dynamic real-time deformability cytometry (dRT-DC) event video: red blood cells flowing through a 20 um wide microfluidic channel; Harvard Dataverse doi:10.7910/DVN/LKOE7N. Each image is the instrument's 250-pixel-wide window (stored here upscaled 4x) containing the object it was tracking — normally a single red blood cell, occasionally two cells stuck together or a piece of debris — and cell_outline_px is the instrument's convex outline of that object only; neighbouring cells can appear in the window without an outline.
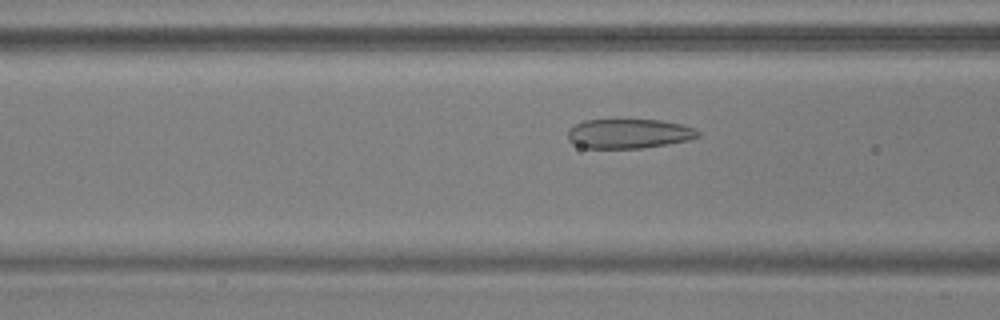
{"species": "common noctule bat (a hibernating species)", "species_latin": "Nyctalus noctula", "temperature_condition": "warm", "stored_images_in_passage": 50, "camera_frame_rate_fps": 3000, "um_per_image_px": 0.085, "animal": {"sex": "male", "body_mass_g": 17.9, "forearm_length_mm": 54.2}, "frame": {"image": 1, "passage_image": 17, "time_ms": 5.333, "image_size_px": [1000, 320], "cell_outline_px": [[700, 136], [688, 140], [668, 144], [644, 148], [584, 148], [572, 144], [568, 140], [568, 128], [584, 120], [660, 120], [680, 124], [696, 128], [700, 132]], "centroid_in_image_um": [53.44, 11.37], "position_along_channel_um": 113.2, "area_um2": 22.54}}
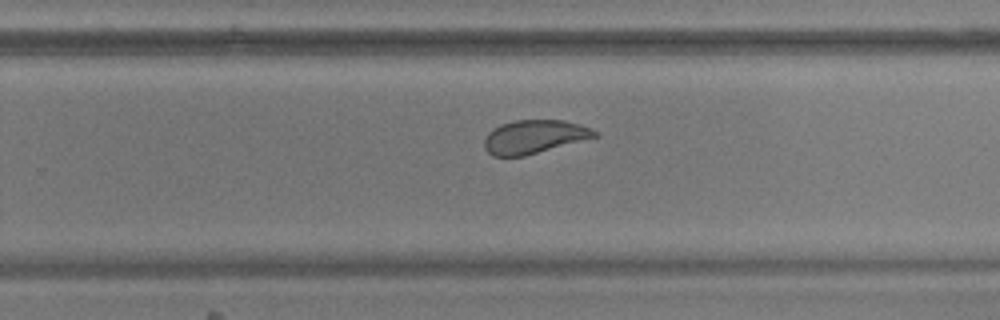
{"frame": {"image": 2, "passage_image": 31, "time_ms": 10.0, "image_size_px": [1000, 320], "cell_outline_px": [[600, 136], [524, 156], [492, 156], [484, 148], [484, 140], [488, 132], [492, 128], [500, 124], [516, 120], [564, 120], [588, 128], [596, 132]], "centroid_in_image_um": [45.36, 11.63], "position_along_channel_um": 284.4, "area_um2": 21.44}}
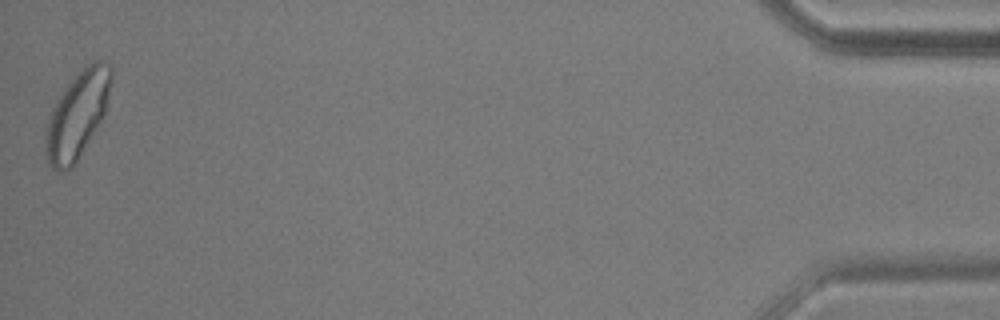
{"frame": {"image": 3, "passage_image": 50, "time_ms": 16.333, "image_size_px": [1000, 320], "cell_outline_px": [[112, 76], [104, 112], [100, 120], [76, 164], [72, 168], [64, 172], [56, 172], [48, 164], [48, 124], [52, 108], [56, 100], [68, 84], [92, 60], [104, 60], [112, 68]], "centroid_in_image_um": [6.6, 9.77], "position_along_channel_um": 428.6, "area_um2": 31.96}, "authors_computed_cell_mechanics": {"area_um2": 25.6632, "velocity_mm_per_s": 3.6793, "shape_relaxation_time_tau1_ms": 7.1747, "shape_relaxation_time_tau2_ms": 1.1585, "deformation_change_tau1": 0.1718, "deformation_change_tau2": 0.0686}}